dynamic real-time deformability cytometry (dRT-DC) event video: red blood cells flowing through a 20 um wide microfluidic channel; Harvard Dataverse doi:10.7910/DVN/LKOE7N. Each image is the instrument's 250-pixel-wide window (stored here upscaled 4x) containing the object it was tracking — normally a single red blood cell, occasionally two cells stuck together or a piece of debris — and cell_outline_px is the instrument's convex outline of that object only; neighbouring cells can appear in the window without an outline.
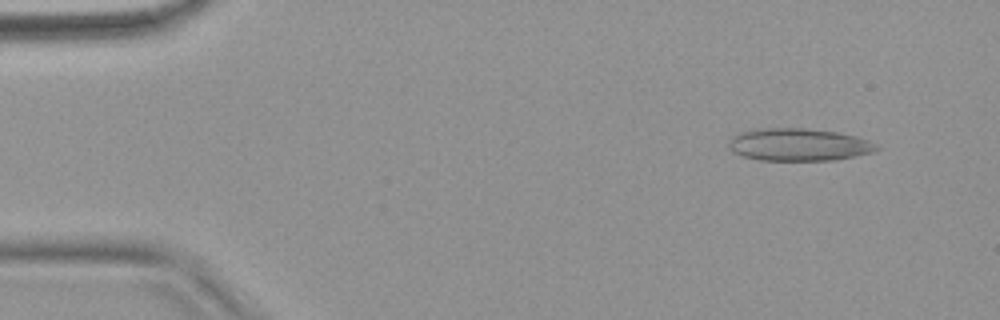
{"species": "common noctule bat (a hibernating species)", "species_latin": "Nyctalus noctula", "temperature_condition": "warm", "stored_images_in_passage": 53, "camera_frame_rate_fps": 3000, "um_per_image_px": 0.085, "animal": {"sex": "female", "body_mass_g": 18.4}, "frame": {"image": 1, "passage_image": 5, "time_ms": 1.333, "image_size_px": [1000, 320], "cell_outline_px": [[880, 148], [876, 152], [836, 160], [760, 160], [744, 156], [736, 152], [728, 144], [732, 136], [740, 132], [756, 128], [804, 128], [836, 132], [856, 136], [880, 144]], "centroid_in_image_um": [67.96, 12.29], "position_along_channel_um": 17.0, "area_um2": 28.09}}
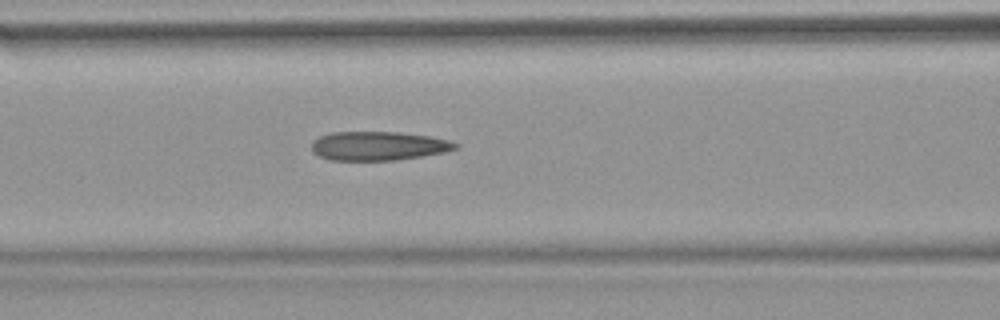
{"frame": {"image": 2, "passage_image": 22, "time_ms": 7.0, "image_size_px": [1000, 320], "cell_outline_px": [[460, 148], [444, 152], [420, 156], [392, 160], [332, 160], [320, 156], [312, 152], [312, 140], [320, 136], [332, 132], [400, 132], [432, 136], [448, 140], [460, 144]], "centroid_in_image_um": [32.18, 12.39], "position_along_channel_um": 134.4, "area_um2": 24.28}}
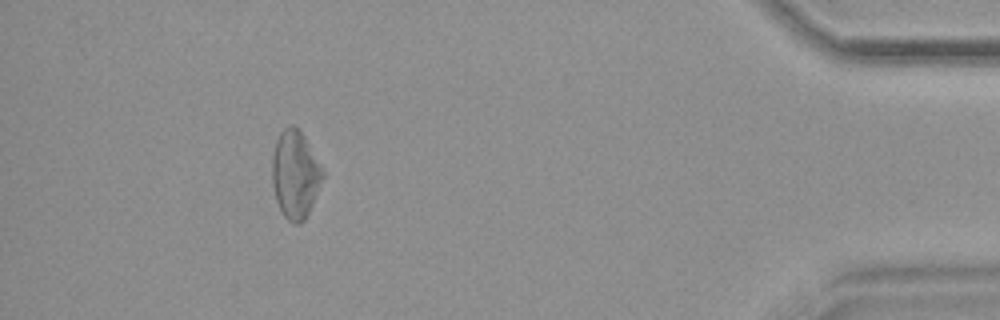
{"frame": {"image": 3, "passage_image": 48, "time_ms": 15.667, "image_size_px": [1000, 320], "cell_outline_px": [[324, 176], [312, 204], [304, 220], [300, 224], [292, 224], [284, 216], [276, 200], [272, 184], [272, 156], [276, 140], [280, 132], [284, 128], [292, 124], [300, 128], [324, 172]], "centroid_in_image_um": [25.08, 14.81], "position_along_channel_um": 410.1, "area_um2": 25.84}, "authors_computed_cell_mechanics": {"area_um2": 25.8944, "velocity_mm_per_s": 3.8366, "shape_relaxation_time_tau1_ms": null, "shape_relaxation_time_tau2_ms": 3.0912, "deformation_change_tau1": null, "deformation_change_tau2": 0.1458}}